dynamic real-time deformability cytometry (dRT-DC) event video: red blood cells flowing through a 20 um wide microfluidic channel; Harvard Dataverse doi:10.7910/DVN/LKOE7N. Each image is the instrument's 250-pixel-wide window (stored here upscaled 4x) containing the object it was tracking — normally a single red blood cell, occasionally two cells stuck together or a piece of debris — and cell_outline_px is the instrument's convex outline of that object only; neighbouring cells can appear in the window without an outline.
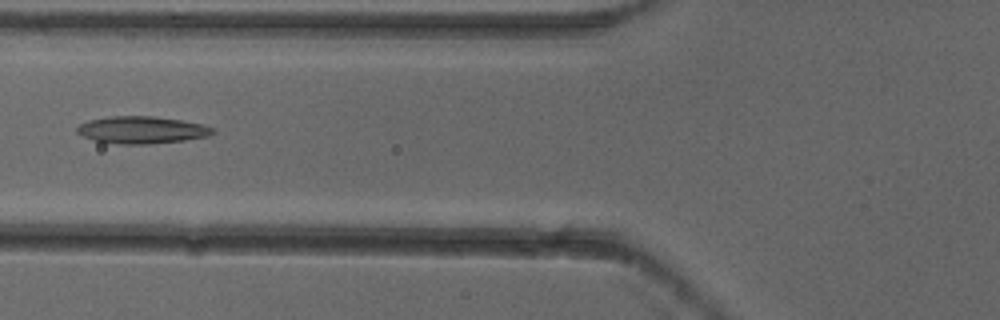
{"species": "common noctule bat (a hibernating species)", "species_latin": "Nyctalus noctula", "temperature_condition": "cold", "stored_images_in_passage": 5, "camera_frame_rate_fps": 3000, "um_per_image_px": 0.085, "animal": {"sex": "female"}, "frame": {"image": 1, "passage_image": 5, "time_ms": 1.333, "image_size_px": [1000, 320], "cell_outline_px": [[216, 132], [208, 136], [184, 140], [148, 144], [116, 144], [96, 140], [84, 136], [76, 132], [76, 128], [80, 124], [88, 120], [108, 116], [152, 116], [180, 120], [200, 124], [216, 128]], "centroid_in_image_um": [12.05, 11.04], "position_along_channel_um": 113.7, "area_um2": 21.44}}